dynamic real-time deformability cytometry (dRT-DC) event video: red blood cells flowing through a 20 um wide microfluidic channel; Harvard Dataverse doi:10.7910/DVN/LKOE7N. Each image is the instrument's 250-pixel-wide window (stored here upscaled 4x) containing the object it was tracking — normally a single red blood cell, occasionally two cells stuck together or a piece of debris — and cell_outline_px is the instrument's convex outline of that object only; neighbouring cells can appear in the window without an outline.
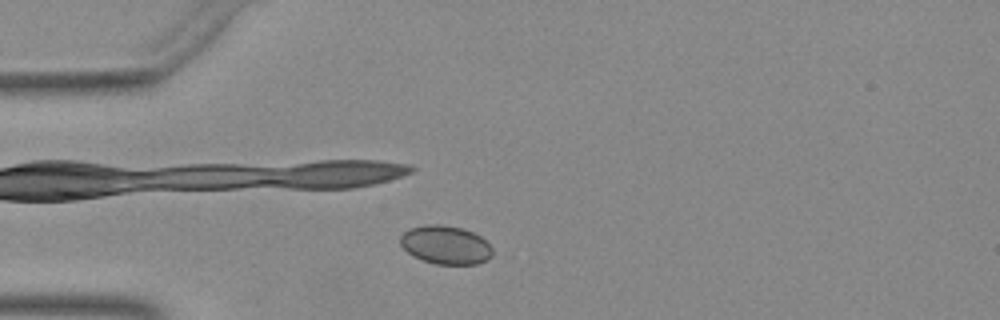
{"species": "Egyptian fruit bat (a non-hibernating species)", "species_latin": "Rousettus aegyptiacus", "temperature_condition": "warm", "stored_images_in_passage": 8, "camera_frame_rate_fps": 3000, "um_per_image_px": 0.085, "animal": {"sex": "female"}, "frame": {"image": 1, "passage_image": 2, "time_ms": 0.333, "image_size_px": [1000, 320], "cell_outline_px": [[492, 256], [488, 260], [476, 264], [436, 264], [412, 256], [400, 244], [400, 236], [404, 232], [412, 228], [424, 224], [440, 224], [460, 228], [472, 232], [480, 236], [492, 248]], "centroid_in_image_um": [37.87, 20.82], "position_along_channel_um": 47.1, "area_um2": 20.58}}